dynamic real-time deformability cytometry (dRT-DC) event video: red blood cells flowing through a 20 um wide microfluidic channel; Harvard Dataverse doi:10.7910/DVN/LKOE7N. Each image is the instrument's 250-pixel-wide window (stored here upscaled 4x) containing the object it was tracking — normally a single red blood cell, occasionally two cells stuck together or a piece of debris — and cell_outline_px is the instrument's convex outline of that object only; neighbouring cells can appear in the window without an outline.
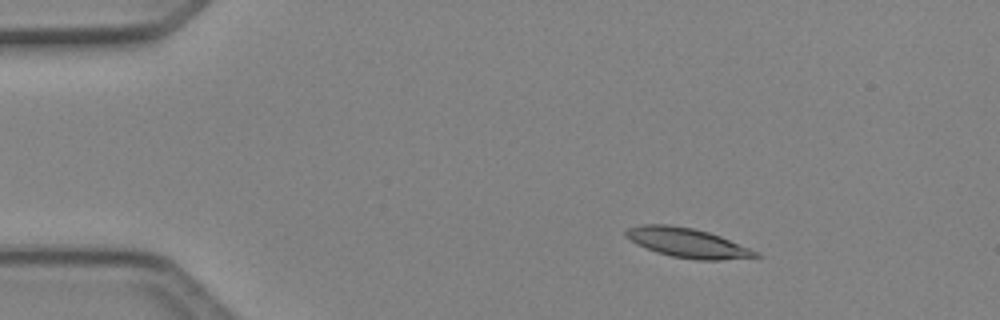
{"species": "Egyptian fruit bat (a non-hibernating species)", "species_latin": "Rousettus aegyptiacus", "temperature_condition": "cold", "stored_images_in_passage": 4, "camera_frame_rate_fps": 3000, "um_per_image_px": 0.085, "animal": {"sex": "female"}, "frame": {"image": 1, "passage_image": 2, "time_ms": 0.333, "image_size_px": [1000, 320], "cell_outline_px": [[764, 256], [720, 260], [696, 260], [672, 256], [656, 252], [636, 244], [624, 236], [624, 232], [628, 228], [640, 224], [668, 224], [692, 228], [708, 232], [720, 236], [760, 252]], "centroid_in_image_um": [58.42, 20.64], "position_along_channel_um": 26.6, "area_um2": 22.37}}